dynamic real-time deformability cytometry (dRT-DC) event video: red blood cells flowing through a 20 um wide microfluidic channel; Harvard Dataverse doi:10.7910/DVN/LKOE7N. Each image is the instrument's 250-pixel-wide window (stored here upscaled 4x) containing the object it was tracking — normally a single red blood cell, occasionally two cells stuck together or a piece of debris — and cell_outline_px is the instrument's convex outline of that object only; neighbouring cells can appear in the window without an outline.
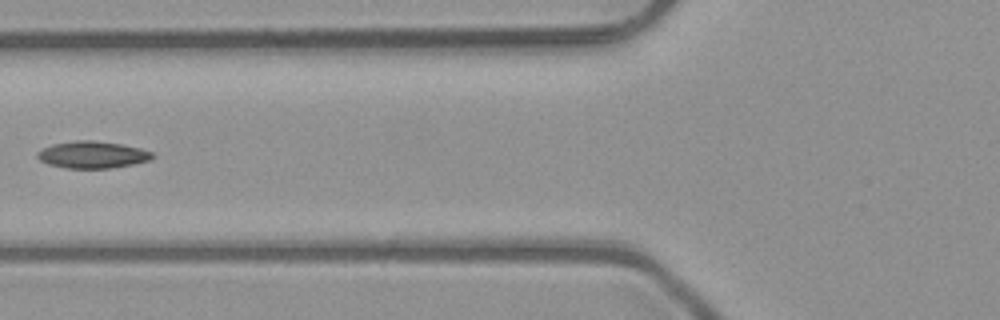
{"species": "common noctule bat (a hibernating species)", "species_latin": "Nyctalus noctula", "temperature_condition": "room temperature", "stored_images_in_passage": 6, "camera_frame_rate_fps": 3000, "um_per_image_px": 0.085, "animal": {"sex": "male", "body_mass_g": 23.1, "forearm_length_mm": 52.7}, "frame": {"image": 1, "passage_image": 6, "time_ms": 1.667, "image_size_px": [1000, 320], "cell_outline_px": [[156, 156], [152, 160], [112, 168], [64, 168], [48, 164], [40, 160], [36, 156], [36, 152], [52, 144], [76, 140], [92, 140], [124, 144], [140, 148], [152, 152]], "centroid_in_image_um": [7.88, 13.15], "position_along_channel_um": 117.9, "area_um2": 18.26}}